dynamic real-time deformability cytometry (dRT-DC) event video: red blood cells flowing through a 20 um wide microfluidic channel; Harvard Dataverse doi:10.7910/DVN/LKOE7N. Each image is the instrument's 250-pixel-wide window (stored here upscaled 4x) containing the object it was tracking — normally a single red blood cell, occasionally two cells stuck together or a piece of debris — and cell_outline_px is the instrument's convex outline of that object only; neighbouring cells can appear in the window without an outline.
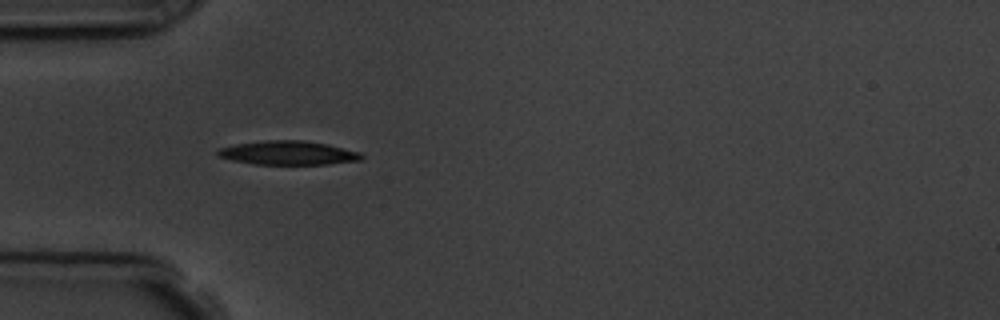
{"species": "common noctule bat (a hibernating species)", "species_latin": "Nyctalus noctula", "temperature_condition": "room temperature", "stored_images_in_passage": 6, "camera_frame_rate_fps": 3000, "um_per_image_px": 0.085, "animal": {"sex": "male", "body_mass_g": 19.5, "forearm_length_mm": 54.6}, "frame": {"image": 1, "passage_image": 5, "time_ms": 4.667, "image_size_px": [1000, 320], "cell_outline_px": [[364, 156], [360, 160], [328, 164], [252, 164], [232, 160], [216, 156], [216, 148], [236, 144], [268, 140], [304, 140], [328, 144], [360, 152]], "centroid_in_image_um": [24.45, 12.99], "position_along_channel_um": 60.5, "area_um2": 20.11}}